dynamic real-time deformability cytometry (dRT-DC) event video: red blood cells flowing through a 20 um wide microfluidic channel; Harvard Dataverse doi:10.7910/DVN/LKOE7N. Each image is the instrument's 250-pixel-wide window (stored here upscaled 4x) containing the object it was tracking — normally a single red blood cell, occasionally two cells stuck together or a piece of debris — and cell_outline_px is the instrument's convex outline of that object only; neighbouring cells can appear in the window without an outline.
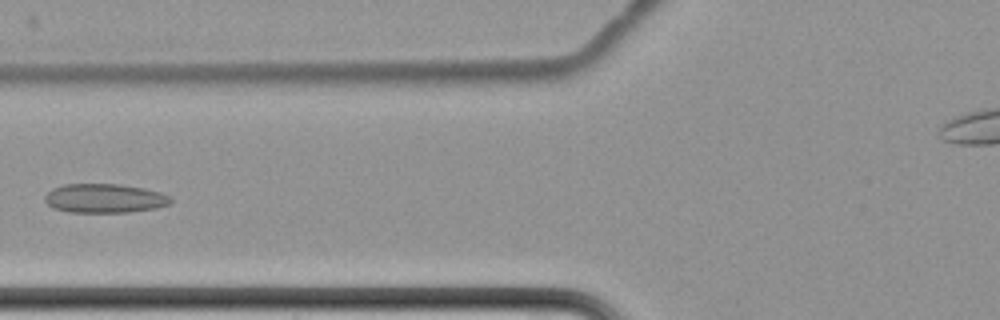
{"species": "common noctule bat (a hibernating species)", "species_latin": "Nyctalus noctula", "temperature_condition": "cold", "stored_images_in_passage": 8, "camera_frame_rate_fps": 3000, "um_per_image_px": 0.085, "animal": {"sex": "female", "body_mass_g": 22.7, "forearm_length_mm": 54.2}, "frame": {"image": 1, "passage_image": 6, "time_ms": 6.333, "image_size_px": [1000, 320], "cell_outline_px": [[172, 200], [168, 204], [156, 208], [128, 212], [68, 212], [52, 208], [44, 200], [44, 196], [52, 188], [64, 184], [120, 184], [144, 188], [160, 192], [168, 196]], "centroid_in_image_um": [8.85, 16.85], "position_along_channel_um": 117.0, "area_um2": 21.33}}
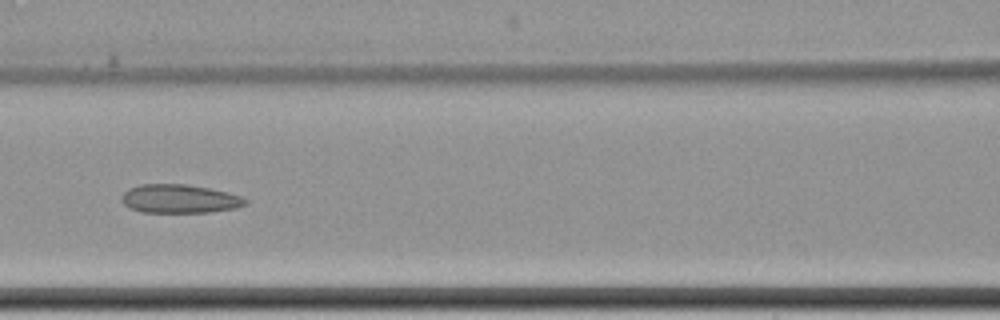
{"frame": {"image": 2, "passage_image": 7, "time_ms": 7.333, "image_size_px": [1000, 320], "cell_outline_px": [[248, 204], [236, 208], [208, 212], [144, 212], [128, 208], [124, 204], [124, 192], [128, 188], [140, 184], [188, 184], [228, 192], [240, 196], [248, 200]], "centroid_in_image_um": [15.29, 16.89], "position_along_channel_um": 151.3, "area_um2": 20.58}}
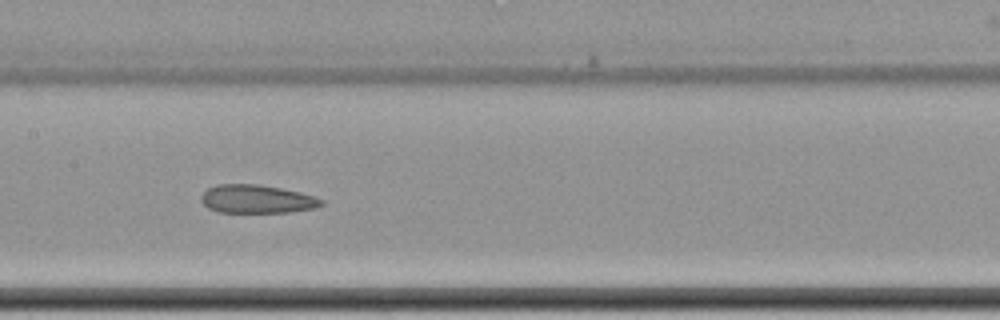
{"frame": {"image": 3, "passage_image": 8, "time_ms": 8.333, "image_size_px": [1000, 320], "cell_outline_px": [[324, 204], [316, 208], [288, 212], [216, 212], [208, 208], [200, 200], [200, 196], [208, 188], [216, 184], [256, 184], [280, 188], [300, 192], [324, 200]], "centroid_in_image_um": [21.81, 16.92], "position_along_channel_um": 185.6, "area_um2": 19.88}}